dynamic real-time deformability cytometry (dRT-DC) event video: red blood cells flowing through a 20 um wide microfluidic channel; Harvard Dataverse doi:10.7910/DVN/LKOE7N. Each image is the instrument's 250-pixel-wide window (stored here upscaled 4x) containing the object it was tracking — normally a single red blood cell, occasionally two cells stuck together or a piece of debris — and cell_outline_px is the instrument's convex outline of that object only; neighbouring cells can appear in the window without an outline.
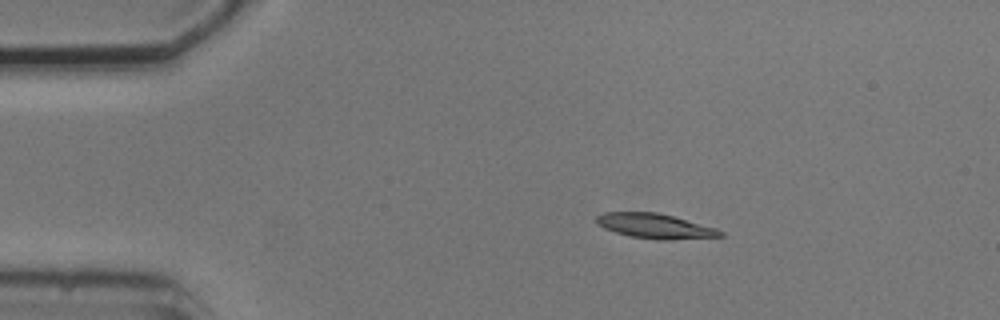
{"species": "common noctule bat (a hibernating species)", "species_latin": "Nyctalus noctula", "temperature_condition": "cold", "stored_images_in_passage": 5, "camera_frame_rate_fps": 3000, "um_per_image_px": 0.085, "animal": {"sex": "male", "body_mass_g": 20.5, "forearm_length_mm": 52.5}, "frame": {"image": 1, "passage_image": 2, "time_ms": 1.0, "image_size_px": [1000, 320], "cell_outline_px": [[724, 236], [672, 240], [660, 240], [628, 236], [604, 228], [596, 224], [596, 216], [604, 212], [656, 212], [672, 216], [716, 228], [724, 232]], "centroid_in_image_um": [55.66, 19.22], "position_along_channel_um": 29.3, "area_um2": 17.92}}
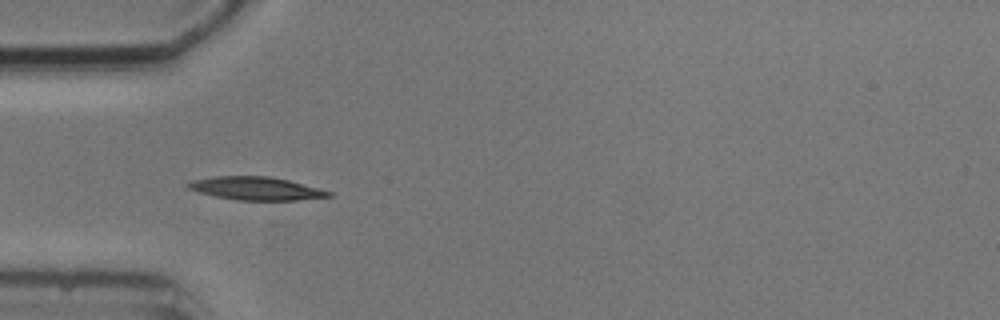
{"frame": {"image": 2, "passage_image": 4, "time_ms": 3.333, "image_size_px": [1000, 320], "cell_outline_px": [[332, 196], [296, 200], [236, 200], [216, 196], [200, 192], [188, 188], [184, 184], [192, 180], [216, 176], [268, 176], [288, 180], [320, 188], [332, 192]], "centroid_in_image_um": [21.76, 16.01], "position_along_channel_um": 63.2, "area_um2": 18.84}}
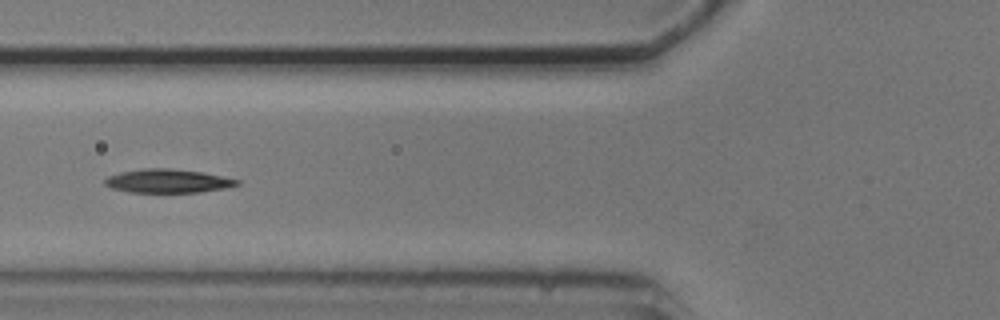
{"frame": {"image": 3, "passage_image": 5, "time_ms": 4.667, "image_size_px": [1000, 320], "cell_outline_px": [[240, 184], [224, 188], [200, 192], [128, 192], [112, 188], [104, 184], [104, 180], [108, 176], [120, 172], [140, 168], [168, 168], [204, 172], [240, 180]], "centroid_in_image_um": [14.25, 15.37], "position_along_channel_um": 111.6, "area_um2": 18.26}}